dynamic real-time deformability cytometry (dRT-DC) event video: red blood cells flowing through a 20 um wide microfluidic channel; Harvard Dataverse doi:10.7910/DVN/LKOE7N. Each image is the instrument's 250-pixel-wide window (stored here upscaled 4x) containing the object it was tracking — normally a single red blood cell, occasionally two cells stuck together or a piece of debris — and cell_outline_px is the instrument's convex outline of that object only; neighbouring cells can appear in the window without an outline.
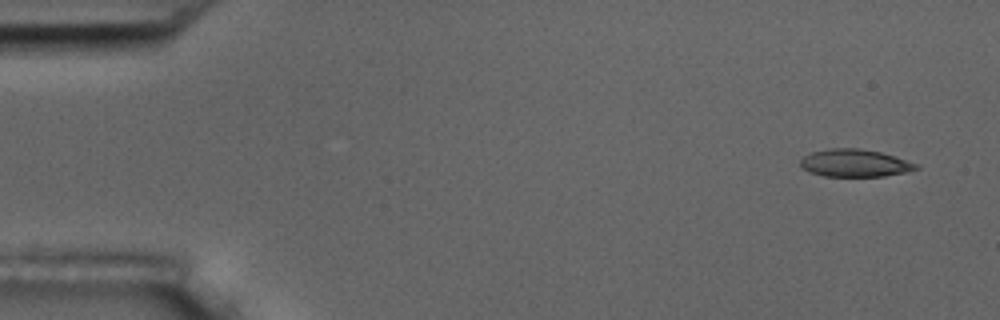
{"species": "common noctule bat (a hibernating species)", "species_latin": "Nyctalus noctula", "temperature_condition": "room temperature", "stored_images_in_passage": 6, "camera_frame_rate_fps": 3000, "um_per_image_px": 0.085, "animal": {"sex": "male", "body_mass_g": 17.5, "forearm_length_mm": 52.3}, "frame": {"image": 1, "passage_image": 1, "time_ms": 0.0, "image_size_px": [1000, 320], "cell_outline_px": [[920, 168], [904, 172], [884, 176], [824, 176], [808, 172], [800, 168], [800, 160], [804, 156], [812, 152], [832, 148], [860, 148], [880, 152], [920, 164]], "centroid_in_image_um": [72.64, 13.86], "position_along_channel_um": 12.4, "area_um2": 18.61}}
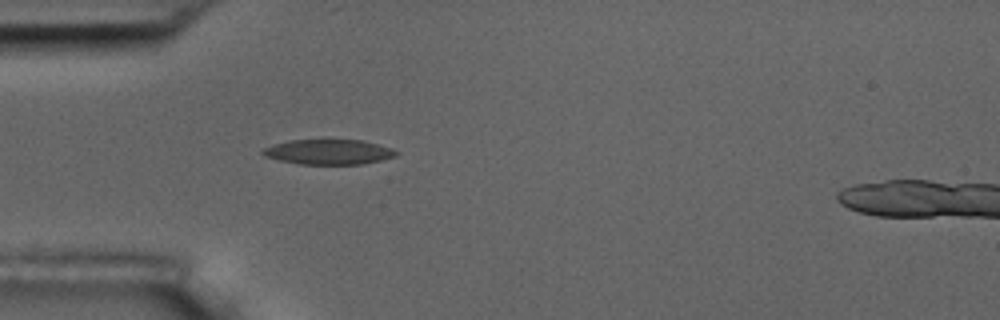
{"frame": {"image": 2, "passage_image": 5, "time_ms": 4.333, "image_size_px": [1000, 320], "cell_outline_px": [[400, 152], [396, 156], [380, 160], [360, 164], [300, 164], [280, 160], [264, 156], [260, 152], [264, 148], [272, 144], [288, 140], [364, 140], [392, 148]], "centroid_in_image_um": [27.93, 12.91], "position_along_channel_um": 57.1, "area_um2": 19.48}}